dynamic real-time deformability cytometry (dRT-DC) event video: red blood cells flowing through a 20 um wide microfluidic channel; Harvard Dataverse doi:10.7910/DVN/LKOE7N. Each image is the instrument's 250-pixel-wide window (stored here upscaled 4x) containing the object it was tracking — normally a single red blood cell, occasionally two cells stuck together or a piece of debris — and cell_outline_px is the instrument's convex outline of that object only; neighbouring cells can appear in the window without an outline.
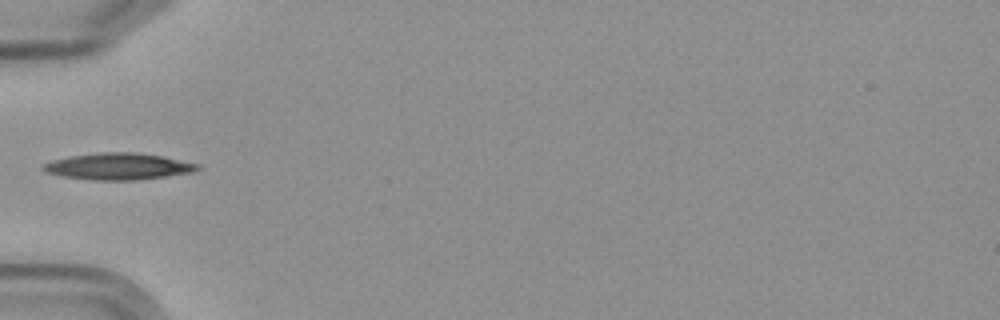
{"species": "Egyptian fruit bat (a non-hibernating species)", "species_latin": "Rousettus aegyptiacus", "temperature_condition": "cold", "stored_images_in_passage": 4, "camera_frame_rate_fps": 3000, "um_per_image_px": 0.085, "frame": {"image": 1, "passage_image": 1, "time_ms": 0.0, "image_size_px": [1000, 320], "cell_outline_px": [[204, 168], [192, 172], [136, 180], [92, 180], [60, 176], [44, 172], [40, 168], [44, 164], [52, 160], [68, 156], [100, 152], [136, 152], [160, 156], [200, 164]], "centroid_in_image_um": [10.02, 14.14], "position_along_channel_um": 75.0, "area_um2": 24.04}}
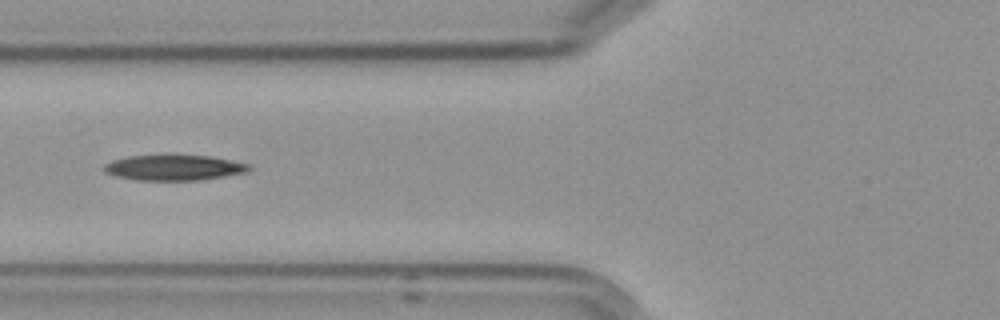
{"frame": {"image": 2, "passage_image": 2, "time_ms": 1.0, "image_size_px": [1000, 320], "cell_outline_px": [[252, 168], [244, 172], [204, 180], [136, 180], [116, 176], [104, 172], [104, 164], [112, 160], [128, 156], [208, 156], [248, 164]], "centroid_in_image_um": [14.74, 14.26], "position_along_channel_um": 111.1, "area_um2": 21.1}}